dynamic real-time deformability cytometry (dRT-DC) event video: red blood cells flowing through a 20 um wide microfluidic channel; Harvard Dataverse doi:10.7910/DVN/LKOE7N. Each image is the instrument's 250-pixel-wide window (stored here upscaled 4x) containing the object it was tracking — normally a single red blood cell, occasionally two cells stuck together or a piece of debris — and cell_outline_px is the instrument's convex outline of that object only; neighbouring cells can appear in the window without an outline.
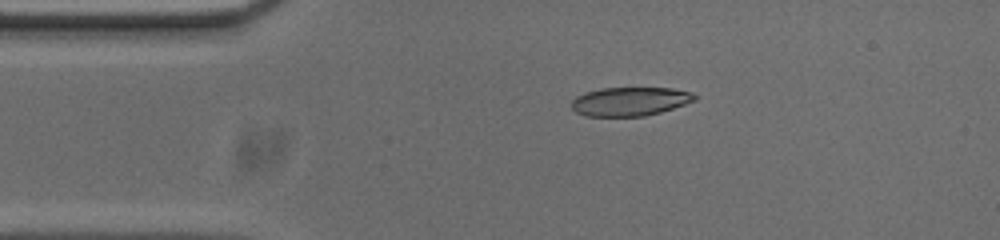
{"species": "common noctule bat (a hibernating species)", "species_latin": "Nyctalus noctula", "temperature_condition": "cold", "stored_images_in_passage": 45, "camera_frame_rate_fps": 3000, "um_per_image_px": 0.085, "animal": {"sex": "male", "body_mass_g": 20.0, "forearm_length_mm": 53.3}, "frame": {"image": 1, "passage_image": 1, "time_ms": 0.0, "image_size_px": [1000, 240], "cell_outline_px": [[696, 100], [660, 112], [644, 116], [584, 116], [576, 112], [572, 108], [572, 100], [576, 96], [584, 92], [600, 88], [672, 88], [692, 92], [696, 96]], "centroid_in_image_um": [53.52, 8.62], "position_along_channel_um": 31.5, "area_um2": 20.63}}
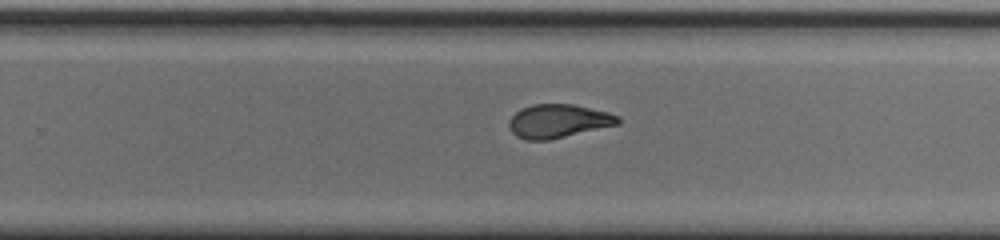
{"frame": {"image": 2, "passage_image": 24, "time_ms": 7.667, "image_size_px": [1000, 240], "cell_outline_px": [[620, 124], [548, 140], [528, 140], [516, 136], [512, 132], [508, 124], [508, 120], [520, 108], [532, 104], [572, 104], [608, 112], [620, 116]], "centroid_in_image_um": [47.45, 10.28], "position_along_channel_um": 282.4, "area_um2": 21.33}}
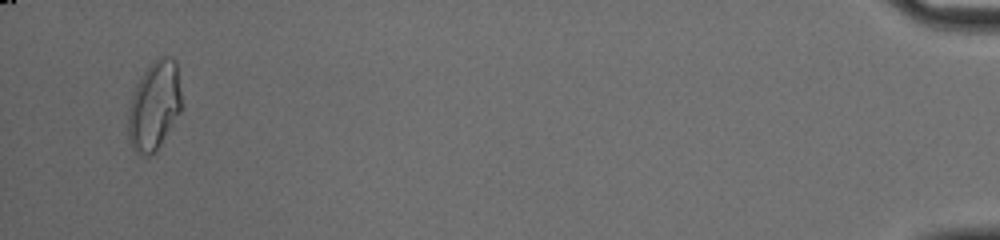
{"frame": {"image": 3, "passage_image": 43, "time_ms": 14.0, "image_size_px": [1000, 240], "cell_outline_px": [[184, 104], [180, 112], [156, 152], [148, 156], [136, 152], [132, 148], [128, 140], [128, 112], [132, 96], [136, 84], [148, 64], [156, 56], [172, 56], [176, 60]], "centroid_in_image_um": [13.14, 8.94], "position_along_channel_um": 422.1, "area_um2": 28.38}, "authors_computed_cell_mechanics": {"area_um2": 22.3686, "velocity_mm_per_s": 3.6982, "shape_relaxation_time_tau1_ms": 5.6672, "shape_relaxation_time_tau2_ms": 1.7164, "deformation_change_tau1": 0.1714, "deformation_change_tau2": 0.0708}}